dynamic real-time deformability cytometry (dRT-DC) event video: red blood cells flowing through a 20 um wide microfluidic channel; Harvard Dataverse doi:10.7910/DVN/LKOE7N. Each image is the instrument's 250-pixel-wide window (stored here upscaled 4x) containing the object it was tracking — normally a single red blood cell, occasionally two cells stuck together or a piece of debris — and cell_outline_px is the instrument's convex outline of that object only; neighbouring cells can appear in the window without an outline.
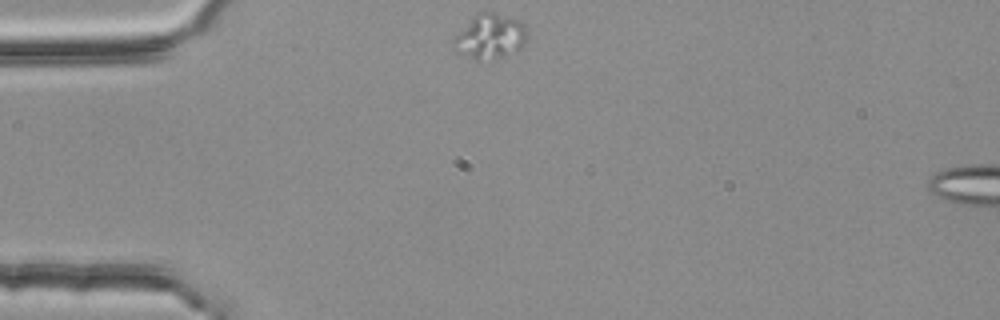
{"species": "common noctule bat (a hibernating species)", "species_latin": "Nyctalus noctula", "temperature_condition": "room temperature", "stored_images_in_passage": 2, "camera_frame_rate_fps": 3000, "um_per_image_px": 0.085, "animal": {"sex": "female", "body_mass_g": 25.1}, "frame": {"image": 1, "passage_image": 1, "time_ms": 0.0, "image_size_px": [1000, 320], "cell_outline_px": [[528, 36], [524, 44], [520, 48], [504, 56], [476, 60], [472, 60], [456, 52], [452, 48], [452, 40], [472, 16], [480, 12], [492, 12], [516, 20], [524, 24], [528, 28]], "centroid_in_image_um": [41.62, 3.11], "position_along_channel_um": 43.4, "area_um2": 19.19}}